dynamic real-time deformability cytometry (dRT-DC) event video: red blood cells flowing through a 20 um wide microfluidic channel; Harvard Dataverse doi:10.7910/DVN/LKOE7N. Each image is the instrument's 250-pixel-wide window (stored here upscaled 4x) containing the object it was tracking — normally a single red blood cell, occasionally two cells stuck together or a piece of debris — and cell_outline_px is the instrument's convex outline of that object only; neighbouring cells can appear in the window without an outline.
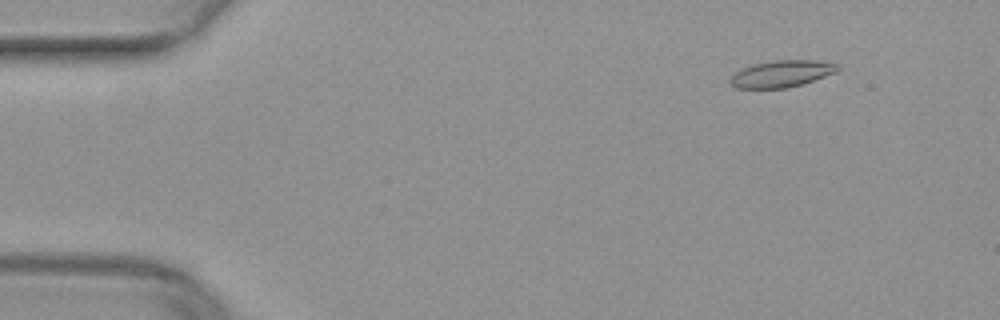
{"species": "common noctule bat (a hibernating species)", "species_latin": "Nyctalus noctula", "temperature_condition": "warm", "stored_images_in_passage": 10, "camera_frame_rate_fps": 3000, "um_per_image_px": 0.085, "animal": {"sex": "female", "body_mass_g": 29.2, "forearm_length_mm": 56.3}, "frame": {"image": 1, "passage_image": 6, "time_ms": 1.667, "image_size_px": [1000, 320], "cell_outline_px": [[840, 68], [836, 72], [788, 88], [736, 88], [728, 80], [736, 72], [752, 64], [772, 60], [816, 60], [840, 64]], "centroid_in_image_um": [66.44, 6.25], "position_along_channel_um": 18.6, "area_um2": 16.65}}